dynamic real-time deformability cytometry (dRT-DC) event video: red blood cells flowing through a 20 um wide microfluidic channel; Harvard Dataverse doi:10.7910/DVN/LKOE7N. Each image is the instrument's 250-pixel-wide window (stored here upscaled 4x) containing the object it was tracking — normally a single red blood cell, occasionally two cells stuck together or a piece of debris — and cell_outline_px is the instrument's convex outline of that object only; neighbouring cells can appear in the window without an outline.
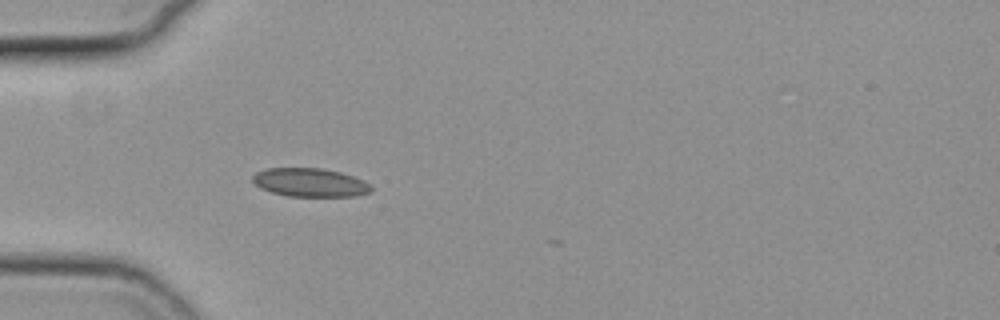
{"species": "common noctule bat (a hibernating species)", "species_latin": "Nyctalus noctula", "temperature_condition": "cold", "stored_images_in_passage": 4, "camera_frame_rate_fps": 3000, "um_per_image_px": 0.085, "animal": {"sex": "female", "body_mass_g": 19.3, "forearm_length_mm": 54.1}, "frame": {"image": 1, "passage_image": 1, "time_ms": 0.0, "image_size_px": [1000, 320], "cell_outline_px": [[372, 192], [356, 196], [288, 196], [272, 192], [260, 188], [252, 180], [252, 176], [256, 172], [268, 168], [320, 168], [340, 172], [364, 180], [372, 188]], "centroid_in_image_um": [26.35, 15.51], "position_along_channel_um": 58.6, "area_um2": 19.65}}